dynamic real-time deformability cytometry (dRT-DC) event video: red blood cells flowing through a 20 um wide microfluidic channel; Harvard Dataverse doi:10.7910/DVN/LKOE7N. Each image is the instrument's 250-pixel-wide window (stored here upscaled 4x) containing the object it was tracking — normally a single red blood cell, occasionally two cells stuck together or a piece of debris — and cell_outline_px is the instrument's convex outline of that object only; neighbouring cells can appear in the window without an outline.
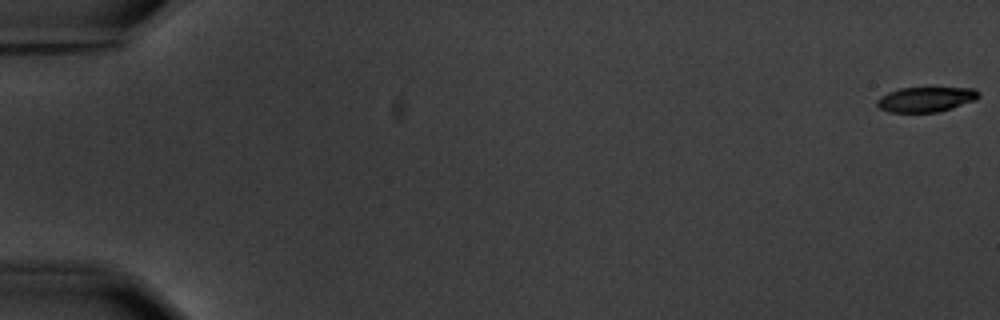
{"species": "common noctule bat (a hibernating species)", "species_latin": "Nyctalus noctula", "temperature_condition": "warm", "stored_images_in_passage": 5, "camera_frame_rate_fps": 3000, "um_per_image_px": 0.085, "animal": {"sex": "male", "body_mass_g": 20.1, "forearm_length_mm": 53.5}, "frame": {"image": 1, "passage_image": 1, "time_ms": 0.0, "image_size_px": [1000, 320], "cell_outline_px": [[980, 96], [976, 100], [940, 112], [888, 112], [880, 108], [876, 104], [876, 100], [880, 96], [888, 92], [900, 88], [976, 88], [980, 92]], "centroid_in_image_um": [78.71, 8.44], "position_along_channel_um": 6.3, "area_um2": 14.91}}